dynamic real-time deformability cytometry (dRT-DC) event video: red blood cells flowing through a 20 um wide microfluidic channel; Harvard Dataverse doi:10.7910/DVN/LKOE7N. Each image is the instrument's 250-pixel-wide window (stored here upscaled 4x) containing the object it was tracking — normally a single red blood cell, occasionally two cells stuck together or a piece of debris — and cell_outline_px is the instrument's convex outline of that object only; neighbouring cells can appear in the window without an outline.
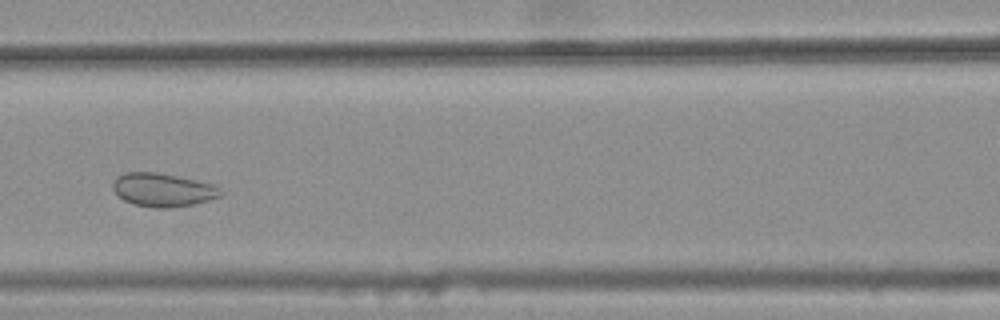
{"species": "common noctule bat (a hibernating species)", "species_latin": "Nyctalus noctula", "temperature_condition": "warm", "stored_images_in_passage": 5, "camera_frame_rate_fps": 3000, "um_per_image_px": 0.085, "animal": {"sex": "female", "body_mass_g": 25.1}, "frame": {"image": 1, "passage_image": 5, "time_ms": 1.333, "image_size_px": [1000, 320], "cell_outline_px": [[224, 192], [220, 196], [208, 200], [192, 204], [168, 208], [156, 208], [132, 204], [124, 200], [112, 188], [112, 184], [116, 176], [124, 172], [156, 172], [180, 176], [216, 184]], "centroid_in_image_um": [13.86, 16.12], "position_along_channel_um": 152.7, "area_um2": 21.21}}